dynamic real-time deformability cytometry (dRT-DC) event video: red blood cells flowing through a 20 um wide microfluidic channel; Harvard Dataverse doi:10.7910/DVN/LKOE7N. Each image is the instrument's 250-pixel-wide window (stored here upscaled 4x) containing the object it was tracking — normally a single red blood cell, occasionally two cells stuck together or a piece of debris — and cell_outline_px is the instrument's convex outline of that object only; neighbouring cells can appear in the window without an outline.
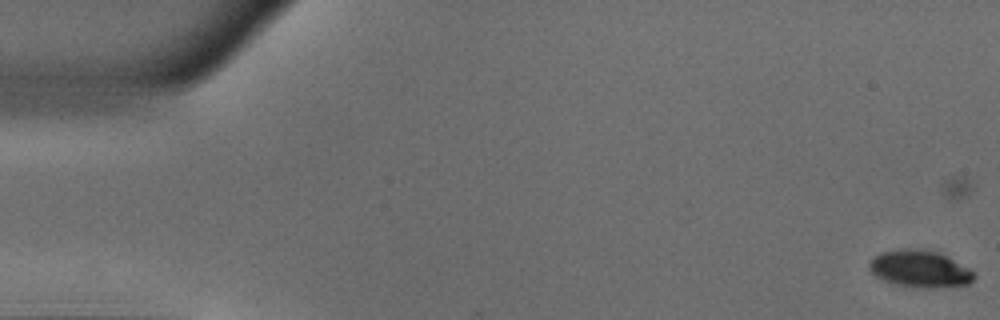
{"species": "common noctule bat (a hibernating species)", "species_latin": "Nyctalus noctula", "temperature_condition": "warm", "stored_images_in_passage": 21, "camera_frame_rate_fps": 3000, "um_per_image_px": 0.085, "animal": {"sex": "male", "body_mass_g": 18.8}, "frame": {"image": 1, "passage_image": 1, "time_ms": 0.0, "image_size_px": [1000, 320], "cell_outline_px": [[976, 276], [968, 284], [892, 284], [876, 276], [868, 268], [868, 264], [872, 256], [880, 252], [900, 248], [924, 248], [940, 252], [968, 268]], "centroid_in_image_um": [78.09, 22.74], "position_along_channel_um": 6.9, "area_um2": 21.68}}
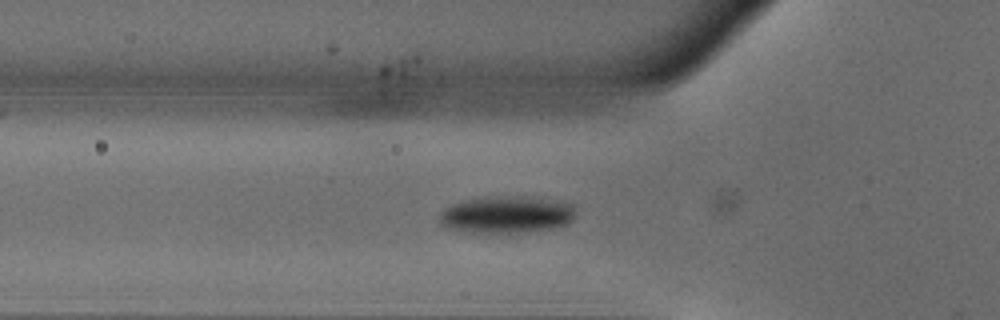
{"frame": {"image": 2, "passage_image": 18, "time_ms": 5.667, "image_size_px": [1000, 320], "cell_outline_px": [[576, 216], [572, 220], [564, 224], [552, 228], [528, 232], [468, 232], [444, 228], [440, 224], [440, 212], [444, 208], [452, 204], [464, 200], [488, 196], [532, 196], [560, 200], [576, 204]], "centroid_in_image_um": [43.1, 18.21], "position_along_channel_um": 82.7, "area_um2": 30.06}}